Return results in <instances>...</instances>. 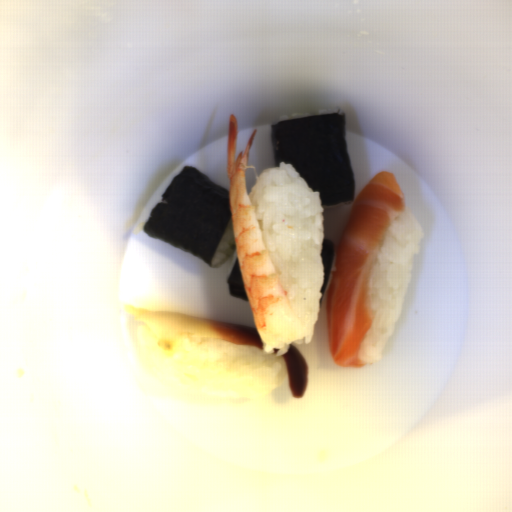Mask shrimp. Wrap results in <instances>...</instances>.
Wrapping results in <instances>:
<instances>
[{"mask_svg":"<svg viewBox=\"0 0 512 512\" xmlns=\"http://www.w3.org/2000/svg\"><path fill=\"white\" fill-rule=\"evenodd\" d=\"M238 123L229 116L227 154L231 223L242 282L252 319L261 340L274 349H283L304 337L271 263L254 204L248 194L245 175L257 129L244 151L236 158Z\"/></svg>","mask_w":512,"mask_h":512,"instance_id":"1","label":"shrimp"}]
</instances>
